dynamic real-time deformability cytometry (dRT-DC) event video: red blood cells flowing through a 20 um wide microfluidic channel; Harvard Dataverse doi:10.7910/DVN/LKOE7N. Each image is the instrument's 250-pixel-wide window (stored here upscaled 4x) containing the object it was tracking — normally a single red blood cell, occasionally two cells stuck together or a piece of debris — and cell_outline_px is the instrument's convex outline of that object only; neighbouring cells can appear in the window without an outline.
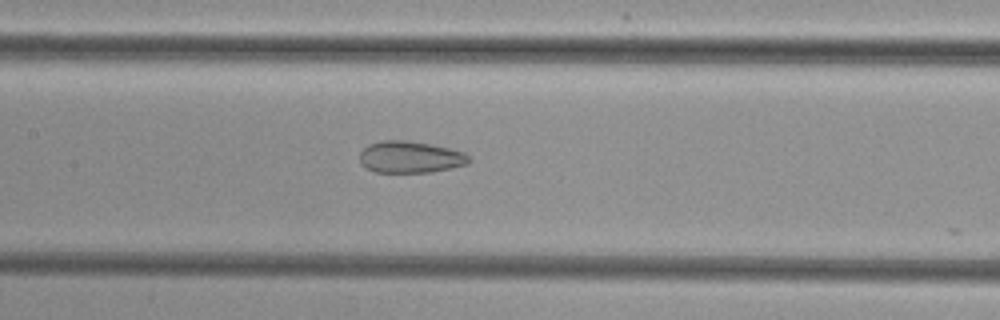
{"species": "common noctule bat (a hibernating species)", "species_latin": "Nyctalus noctula", "temperature_condition": "cold", "stored_images_in_passage": 35, "camera_frame_rate_fps": 3000, "um_per_image_px": 0.085, "animal": {"sex": "female", "body_mass_g": 29.2, "forearm_length_mm": 56.3}, "frame": {"image": 1, "passage_image": 8, "time_ms": 2.333, "image_size_px": [1000, 320], "cell_outline_px": [[472, 160], [468, 164], [452, 168], [432, 172], [376, 172], [364, 168], [360, 164], [360, 152], [368, 144], [384, 140], [404, 140], [432, 144], [464, 152]], "centroid_in_image_um": [34.87, 13.35], "position_along_channel_um": 172.5, "area_um2": 20.4}}
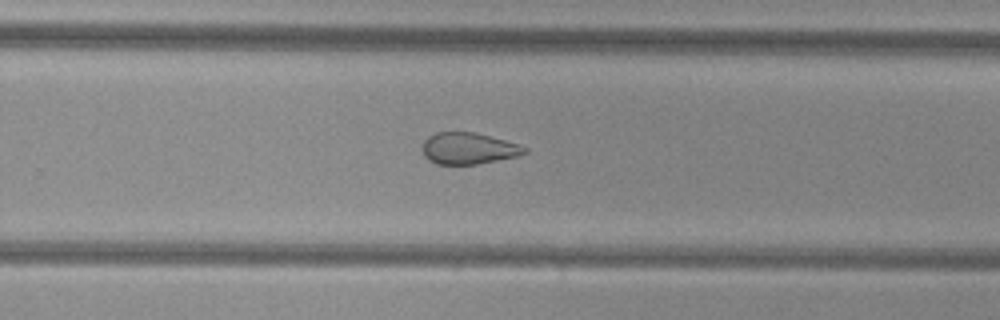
{"frame": {"image": 2, "passage_image": 17, "time_ms": 5.333, "image_size_px": [1000, 320], "cell_outline_px": [[528, 152], [520, 156], [476, 164], [436, 164], [428, 160], [424, 156], [420, 148], [424, 140], [428, 136], [436, 132], [476, 132], [520, 144], [528, 148]], "centroid_in_image_um": [39.82, 12.61], "position_along_channel_um": 290.0, "area_um2": 19.13}}
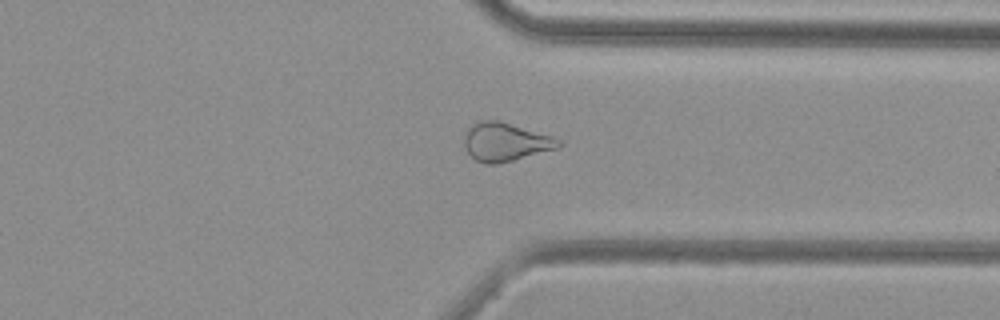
{"frame": {"image": 3, "passage_image": 23, "time_ms": 7.333, "image_size_px": [1000, 320], "cell_outline_px": [[564, 144], [560, 148], [496, 164], [484, 164], [476, 160], [464, 148], [464, 136], [468, 128], [472, 124], [480, 120], [496, 120], [552, 136], [560, 140]], "centroid_in_image_um": [42.96, 12.07], "position_along_channel_um": 368.4, "area_um2": 21.04}}